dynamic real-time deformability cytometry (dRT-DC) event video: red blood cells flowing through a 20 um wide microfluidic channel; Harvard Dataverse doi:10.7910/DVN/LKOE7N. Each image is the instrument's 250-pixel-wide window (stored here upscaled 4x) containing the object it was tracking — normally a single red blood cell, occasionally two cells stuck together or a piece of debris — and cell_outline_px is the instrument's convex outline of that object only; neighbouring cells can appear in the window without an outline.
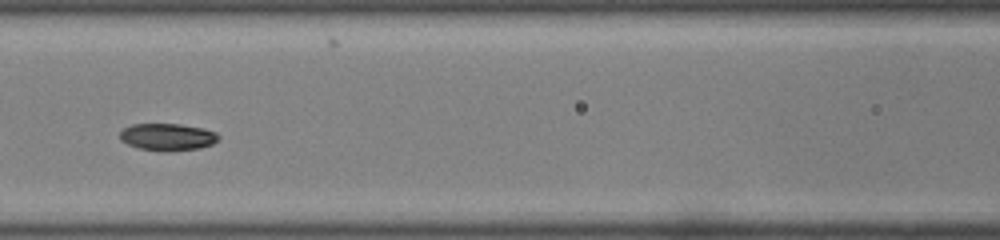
{"species": "common noctule bat (a hibernating species)", "species_latin": "Nyctalus noctula", "temperature_condition": "room temperature", "stored_images_in_passage": 44, "segment_of_instrument_passage": [2, 2], "camera_frame_rate_fps": 3000, "um_per_image_px": 0.085, "animal": {"sex": "male", "body_mass_g": 19.0, "forearm_length_mm": 50.8}, "frame": {"image": 1, "passage_image": 17, "time_ms": 5.333, "image_size_px": [1000, 240], "cell_outline_px": [[220, 136], [212, 144], [200, 148], [168, 152], [164, 152], [140, 148], [128, 144], [120, 140], [120, 132], [124, 128], [132, 124], [180, 124], [204, 128], [216, 132]], "centroid_in_image_um": [14.25, 11.64], "position_along_channel_um": 152.4, "area_um2": 15.66}}
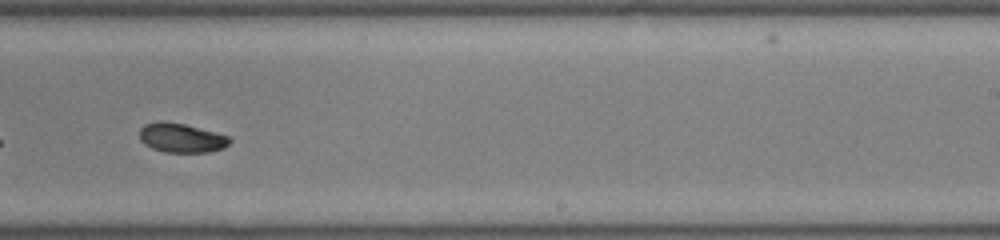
{"frame": {"image": 2, "passage_image": 26, "time_ms": 8.333, "image_size_px": [1000, 240], "cell_outline_px": [[232, 140], [224, 148], [208, 152], [164, 152], [152, 148], [144, 144], [140, 140], [140, 128], [144, 124], [160, 120], [164, 120], [184, 124], [216, 132], [228, 136]], "centroid_in_image_um": [15.4, 11.71], "position_along_channel_um": 273.6, "area_um2": 15.49}}
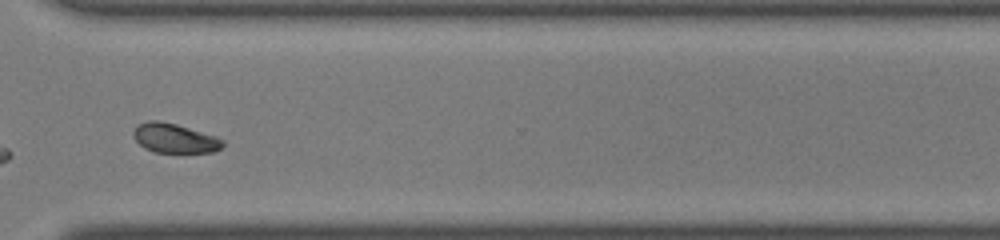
{"frame": {"image": 3, "passage_image": 32, "time_ms": 10.333, "image_size_px": [1000, 240], "cell_outline_px": [[224, 144], [220, 148], [212, 152], [156, 152], [144, 148], [136, 140], [132, 132], [140, 124], [148, 120], [160, 120], [176, 124], [216, 136], [224, 140]], "centroid_in_image_um": [14.85, 11.74], "position_along_channel_um": 355.8, "area_um2": 15.14}}